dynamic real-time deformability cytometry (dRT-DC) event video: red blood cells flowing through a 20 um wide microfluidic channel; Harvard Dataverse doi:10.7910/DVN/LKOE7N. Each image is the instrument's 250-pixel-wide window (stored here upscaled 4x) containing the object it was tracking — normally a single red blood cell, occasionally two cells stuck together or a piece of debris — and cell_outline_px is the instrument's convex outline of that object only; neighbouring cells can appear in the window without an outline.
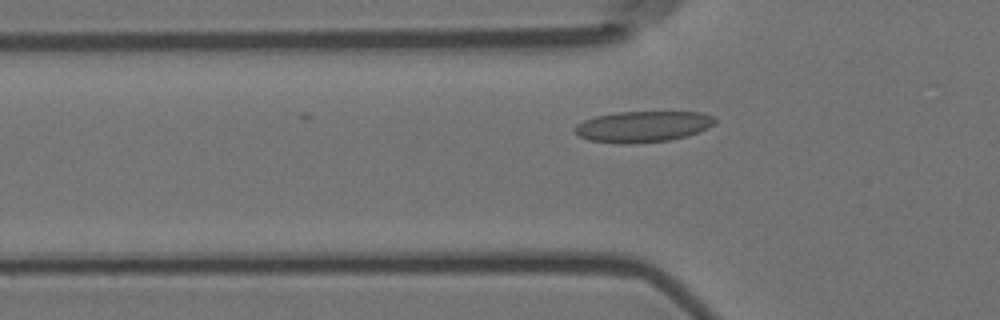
{"species": "Egyptian fruit bat (a non-hibernating species)", "species_latin": "Rousettus aegyptiacus", "temperature_condition": "room temperature", "stored_images_in_passage": 35, "camera_frame_rate_fps": 3000, "um_per_image_px": 0.085, "animal": {"sex": "female"}, "frame": {"image": 1, "passage_image": 3, "time_ms": 0.667, "image_size_px": [1000, 320], "cell_outline_px": [[716, 124], [708, 128], [684, 136], [668, 140], [628, 144], [620, 144], [588, 140], [580, 136], [572, 128], [576, 124], [584, 120], [596, 116], [616, 112], [704, 112], [716, 116]], "centroid_in_image_um": [54.65, 10.75], "position_along_channel_um": 71.2, "area_um2": 25.43}}
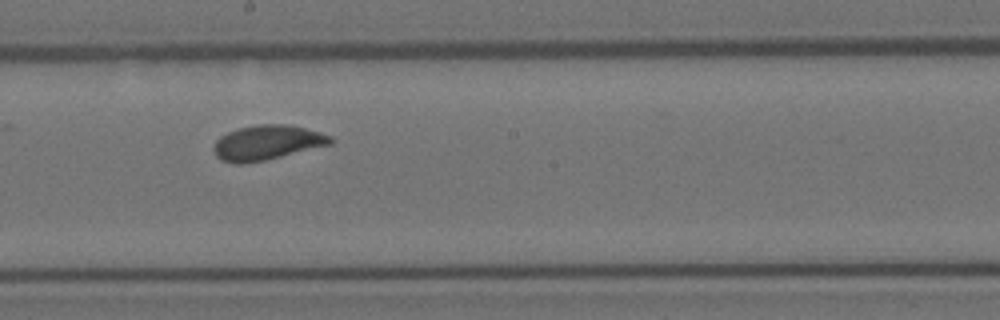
{"frame": {"image": 2, "passage_image": 16, "time_ms": 5.0, "image_size_px": [1000, 320], "cell_outline_px": [[336, 140], [332, 144], [264, 160], [240, 164], [236, 164], [220, 160], [216, 156], [212, 148], [216, 140], [220, 136], [228, 132], [240, 128], [256, 124], [288, 124], [320, 132], [332, 136]], "centroid_in_image_um": [22.7, 12.12], "position_along_channel_um": 225.5, "area_um2": 23.7}}
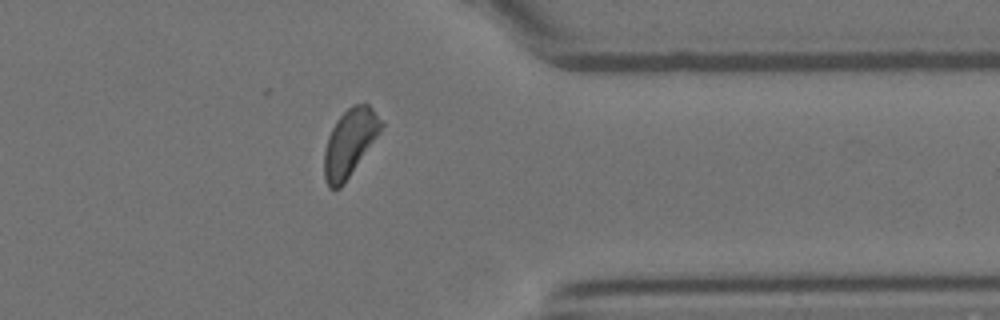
{"frame": {"image": 3, "passage_image": 30, "time_ms": 9.667, "image_size_px": [1000, 320], "cell_outline_px": [[384, 124], [344, 184], [340, 188], [328, 188], [324, 176], [324, 152], [328, 136], [336, 120], [352, 104], [368, 104], [372, 108]], "centroid_in_image_um": [29.69, 12.13], "position_along_channel_um": 381.7, "area_um2": 21.79}}